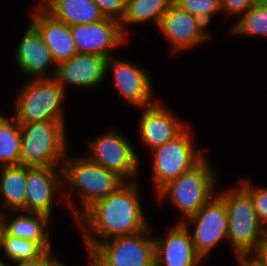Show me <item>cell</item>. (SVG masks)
Instances as JSON below:
<instances>
[{
    "mask_svg": "<svg viewBox=\"0 0 267 266\" xmlns=\"http://www.w3.org/2000/svg\"><path fill=\"white\" fill-rule=\"evenodd\" d=\"M137 183V179L125 181L114 192L95 201L76 219L88 253L100 242L134 235L149 227Z\"/></svg>",
    "mask_w": 267,
    "mask_h": 266,
    "instance_id": "1",
    "label": "cell"
},
{
    "mask_svg": "<svg viewBox=\"0 0 267 266\" xmlns=\"http://www.w3.org/2000/svg\"><path fill=\"white\" fill-rule=\"evenodd\" d=\"M218 191L228 213V242L234 257H254L267 244V229L259 221L249 194L241 187Z\"/></svg>",
    "mask_w": 267,
    "mask_h": 266,
    "instance_id": "2",
    "label": "cell"
},
{
    "mask_svg": "<svg viewBox=\"0 0 267 266\" xmlns=\"http://www.w3.org/2000/svg\"><path fill=\"white\" fill-rule=\"evenodd\" d=\"M63 184L78 192L82 209L73 205L70 193L62 195L68 208L77 219L95 201L106 197L114 192L125 181L113 171L88 159L85 155L79 157H68L66 154L62 166ZM78 209V210H77Z\"/></svg>",
    "mask_w": 267,
    "mask_h": 266,
    "instance_id": "3",
    "label": "cell"
},
{
    "mask_svg": "<svg viewBox=\"0 0 267 266\" xmlns=\"http://www.w3.org/2000/svg\"><path fill=\"white\" fill-rule=\"evenodd\" d=\"M215 173L205 155L195 166L165 185L156 194L158 201L166 198L171 201L183 215L178 222H184L216 195L219 186Z\"/></svg>",
    "mask_w": 267,
    "mask_h": 266,
    "instance_id": "4",
    "label": "cell"
},
{
    "mask_svg": "<svg viewBox=\"0 0 267 266\" xmlns=\"http://www.w3.org/2000/svg\"><path fill=\"white\" fill-rule=\"evenodd\" d=\"M19 125L21 132L20 164L63 166L69 145L65 121H41Z\"/></svg>",
    "mask_w": 267,
    "mask_h": 266,
    "instance_id": "5",
    "label": "cell"
},
{
    "mask_svg": "<svg viewBox=\"0 0 267 266\" xmlns=\"http://www.w3.org/2000/svg\"><path fill=\"white\" fill-rule=\"evenodd\" d=\"M66 91L55 78H30L15 96L14 118L19 124L65 121L62 103Z\"/></svg>",
    "mask_w": 267,
    "mask_h": 266,
    "instance_id": "6",
    "label": "cell"
},
{
    "mask_svg": "<svg viewBox=\"0 0 267 266\" xmlns=\"http://www.w3.org/2000/svg\"><path fill=\"white\" fill-rule=\"evenodd\" d=\"M187 127L179 136L152 150V180L156 194L170 181L195 166L205 155L195 149L193 132Z\"/></svg>",
    "mask_w": 267,
    "mask_h": 266,
    "instance_id": "7",
    "label": "cell"
},
{
    "mask_svg": "<svg viewBox=\"0 0 267 266\" xmlns=\"http://www.w3.org/2000/svg\"><path fill=\"white\" fill-rule=\"evenodd\" d=\"M151 226L129 236H118L98 243L89 257L95 266H148L155 260Z\"/></svg>",
    "mask_w": 267,
    "mask_h": 266,
    "instance_id": "8",
    "label": "cell"
},
{
    "mask_svg": "<svg viewBox=\"0 0 267 266\" xmlns=\"http://www.w3.org/2000/svg\"><path fill=\"white\" fill-rule=\"evenodd\" d=\"M88 141V152L85 156L113 171L124 181H135L140 169L138 155L127 136L113 127ZM131 178L128 180V178ZM134 177V178H133ZM133 178V179H132Z\"/></svg>",
    "mask_w": 267,
    "mask_h": 266,
    "instance_id": "9",
    "label": "cell"
},
{
    "mask_svg": "<svg viewBox=\"0 0 267 266\" xmlns=\"http://www.w3.org/2000/svg\"><path fill=\"white\" fill-rule=\"evenodd\" d=\"M183 223L187 227L191 224L194 228L191 233L192 241L205 261L208 260V254L219 243L224 239L228 241L227 207L217 194Z\"/></svg>",
    "mask_w": 267,
    "mask_h": 266,
    "instance_id": "10",
    "label": "cell"
},
{
    "mask_svg": "<svg viewBox=\"0 0 267 266\" xmlns=\"http://www.w3.org/2000/svg\"><path fill=\"white\" fill-rule=\"evenodd\" d=\"M158 30L169 42L172 53L191 50L211 37L206 24L174 2L164 13Z\"/></svg>",
    "mask_w": 267,
    "mask_h": 266,
    "instance_id": "11",
    "label": "cell"
},
{
    "mask_svg": "<svg viewBox=\"0 0 267 266\" xmlns=\"http://www.w3.org/2000/svg\"><path fill=\"white\" fill-rule=\"evenodd\" d=\"M112 72L114 86L129 106L147 107L154 104L152 80L145 69L133 62L111 56L106 60V75Z\"/></svg>",
    "mask_w": 267,
    "mask_h": 266,
    "instance_id": "12",
    "label": "cell"
},
{
    "mask_svg": "<svg viewBox=\"0 0 267 266\" xmlns=\"http://www.w3.org/2000/svg\"><path fill=\"white\" fill-rule=\"evenodd\" d=\"M70 30L78 53L97 54L108 59L113 56L114 48L127 42L120 21L108 17L99 22L72 25Z\"/></svg>",
    "mask_w": 267,
    "mask_h": 266,
    "instance_id": "13",
    "label": "cell"
},
{
    "mask_svg": "<svg viewBox=\"0 0 267 266\" xmlns=\"http://www.w3.org/2000/svg\"><path fill=\"white\" fill-rule=\"evenodd\" d=\"M59 170V171H58ZM62 167L26 166V212L52 218L55 198L63 182Z\"/></svg>",
    "mask_w": 267,
    "mask_h": 266,
    "instance_id": "14",
    "label": "cell"
},
{
    "mask_svg": "<svg viewBox=\"0 0 267 266\" xmlns=\"http://www.w3.org/2000/svg\"><path fill=\"white\" fill-rule=\"evenodd\" d=\"M158 100L150 106L141 107L137 129L138 137L150 151L176 138L187 128L185 122Z\"/></svg>",
    "mask_w": 267,
    "mask_h": 266,
    "instance_id": "15",
    "label": "cell"
},
{
    "mask_svg": "<svg viewBox=\"0 0 267 266\" xmlns=\"http://www.w3.org/2000/svg\"><path fill=\"white\" fill-rule=\"evenodd\" d=\"M190 228L176 222L163 237H154L157 266H198L204 258L197 252Z\"/></svg>",
    "mask_w": 267,
    "mask_h": 266,
    "instance_id": "16",
    "label": "cell"
},
{
    "mask_svg": "<svg viewBox=\"0 0 267 266\" xmlns=\"http://www.w3.org/2000/svg\"><path fill=\"white\" fill-rule=\"evenodd\" d=\"M15 62L29 79L55 78L57 64L38 31L29 23L14 51ZM50 76H45L51 66ZM45 72V73H44Z\"/></svg>",
    "mask_w": 267,
    "mask_h": 266,
    "instance_id": "17",
    "label": "cell"
},
{
    "mask_svg": "<svg viewBox=\"0 0 267 266\" xmlns=\"http://www.w3.org/2000/svg\"><path fill=\"white\" fill-rule=\"evenodd\" d=\"M107 58L91 53H77L57 65L55 79L66 90L67 85L83 89L98 87L106 78Z\"/></svg>",
    "mask_w": 267,
    "mask_h": 266,
    "instance_id": "18",
    "label": "cell"
},
{
    "mask_svg": "<svg viewBox=\"0 0 267 266\" xmlns=\"http://www.w3.org/2000/svg\"><path fill=\"white\" fill-rule=\"evenodd\" d=\"M34 10L30 14L29 23L41 35L56 64L58 65L76 55L78 52L71 35L70 26L56 19L43 6H37Z\"/></svg>",
    "mask_w": 267,
    "mask_h": 266,
    "instance_id": "19",
    "label": "cell"
},
{
    "mask_svg": "<svg viewBox=\"0 0 267 266\" xmlns=\"http://www.w3.org/2000/svg\"><path fill=\"white\" fill-rule=\"evenodd\" d=\"M16 213V215H15ZM12 217L11 221L6 218ZM4 235H11L39 243L46 251H52L50 230L47 229L51 218L41 213L25 211L2 212ZM9 216V217H8Z\"/></svg>",
    "mask_w": 267,
    "mask_h": 266,
    "instance_id": "20",
    "label": "cell"
},
{
    "mask_svg": "<svg viewBox=\"0 0 267 266\" xmlns=\"http://www.w3.org/2000/svg\"><path fill=\"white\" fill-rule=\"evenodd\" d=\"M26 165L0 167L1 211L26 212ZM3 208V209H2Z\"/></svg>",
    "mask_w": 267,
    "mask_h": 266,
    "instance_id": "21",
    "label": "cell"
},
{
    "mask_svg": "<svg viewBox=\"0 0 267 266\" xmlns=\"http://www.w3.org/2000/svg\"><path fill=\"white\" fill-rule=\"evenodd\" d=\"M43 7L69 26L90 24L106 18L93 0H49Z\"/></svg>",
    "mask_w": 267,
    "mask_h": 266,
    "instance_id": "22",
    "label": "cell"
},
{
    "mask_svg": "<svg viewBox=\"0 0 267 266\" xmlns=\"http://www.w3.org/2000/svg\"><path fill=\"white\" fill-rule=\"evenodd\" d=\"M172 3L173 0H126L125 14L120 21L123 34L127 37L129 25L135 26L149 21L154 22L158 28Z\"/></svg>",
    "mask_w": 267,
    "mask_h": 266,
    "instance_id": "23",
    "label": "cell"
},
{
    "mask_svg": "<svg viewBox=\"0 0 267 266\" xmlns=\"http://www.w3.org/2000/svg\"><path fill=\"white\" fill-rule=\"evenodd\" d=\"M21 159L20 125L0 113V167L19 165Z\"/></svg>",
    "mask_w": 267,
    "mask_h": 266,
    "instance_id": "24",
    "label": "cell"
},
{
    "mask_svg": "<svg viewBox=\"0 0 267 266\" xmlns=\"http://www.w3.org/2000/svg\"><path fill=\"white\" fill-rule=\"evenodd\" d=\"M4 258L11 263L32 261L42 257L47 251L37 242L11 235H3L1 250Z\"/></svg>",
    "mask_w": 267,
    "mask_h": 266,
    "instance_id": "25",
    "label": "cell"
},
{
    "mask_svg": "<svg viewBox=\"0 0 267 266\" xmlns=\"http://www.w3.org/2000/svg\"><path fill=\"white\" fill-rule=\"evenodd\" d=\"M232 34L267 37V4H254L231 27Z\"/></svg>",
    "mask_w": 267,
    "mask_h": 266,
    "instance_id": "26",
    "label": "cell"
},
{
    "mask_svg": "<svg viewBox=\"0 0 267 266\" xmlns=\"http://www.w3.org/2000/svg\"><path fill=\"white\" fill-rule=\"evenodd\" d=\"M184 11L194 15L209 26L212 18L221 10V0H173Z\"/></svg>",
    "mask_w": 267,
    "mask_h": 266,
    "instance_id": "27",
    "label": "cell"
},
{
    "mask_svg": "<svg viewBox=\"0 0 267 266\" xmlns=\"http://www.w3.org/2000/svg\"><path fill=\"white\" fill-rule=\"evenodd\" d=\"M239 182L251 197L259 221L267 229V186H254L250 179H241Z\"/></svg>",
    "mask_w": 267,
    "mask_h": 266,
    "instance_id": "28",
    "label": "cell"
},
{
    "mask_svg": "<svg viewBox=\"0 0 267 266\" xmlns=\"http://www.w3.org/2000/svg\"><path fill=\"white\" fill-rule=\"evenodd\" d=\"M105 17L121 21L125 14L126 0H93Z\"/></svg>",
    "mask_w": 267,
    "mask_h": 266,
    "instance_id": "29",
    "label": "cell"
},
{
    "mask_svg": "<svg viewBox=\"0 0 267 266\" xmlns=\"http://www.w3.org/2000/svg\"><path fill=\"white\" fill-rule=\"evenodd\" d=\"M255 4L254 0H221V10L228 16H242Z\"/></svg>",
    "mask_w": 267,
    "mask_h": 266,
    "instance_id": "30",
    "label": "cell"
},
{
    "mask_svg": "<svg viewBox=\"0 0 267 266\" xmlns=\"http://www.w3.org/2000/svg\"><path fill=\"white\" fill-rule=\"evenodd\" d=\"M52 252L47 251L42 257L36 260L16 263V266H61L63 261L61 262Z\"/></svg>",
    "mask_w": 267,
    "mask_h": 266,
    "instance_id": "31",
    "label": "cell"
},
{
    "mask_svg": "<svg viewBox=\"0 0 267 266\" xmlns=\"http://www.w3.org/2000/svg\"><path fill=\"white\" fill-rule=\"evenodd\" d=\"M237 263L238 266H263L255 257H241Z\"/></svg>",
    "mask_w": 267,
    "mask_h": 266,
    "instance_id": "32",
    "label": "cell"
},
{
    "mask_svg": "<svg viewBox=\"0 0 267 266\" xmlns=\"http://www.w3.org/2000/svg\"><path fill=\"white\" fill-rule=\"evenodd\" d=\"M263 266H267V244L254 256Z\"/></svg>",
    "mask_w": 267,
    "mask_h": 266,
    "instance_id": "33",
    "label": "cell"
},
{
    "mask_svg": "<svg viewBox=\"0 0 267 266\" xmlns=\"http://www.w3.org/2000/svg\"><path fill=\"white\" fill-rule=\"evenodd\" d=\"M4 235V221H3V216H0V249L2 246V239Z\"/></svg>",
    "mask_w": 267,
    "mask_h": 266,
    "instance_id": "34",
    "label": "cell"
},
{
    "mask_svg": "<svg viewBox=\"0 0 267 266\" xmlns=\"http://www.w3.org/2000/svg\"><path fill=\"white\" fill-rule=\"evenodd\" d=\"M255 4H267V0H254Z\"/></svg>",
    "mask_w": 267,
    "mask_h": 266,
    "instance_id": "35",
    "label": "cell"
},
{
    "mask_svg": "<svg viewBox=\"0 0 267 266\" xmlns=\"http://www.w3.org/2000/svg\"><path fill=\"white\" fill-rule=\"evenodd\" d=\"M49 0H42L37 6H44Z\"/></svg>",
    "mask_w": 267,
    "mask_h": 266,
    "instance_id": "36",
    "label": "cell"
},
{
    "mask_svg": "<svg viewBox=\"0 0 267 266\" xmlns=\"http://www.w3.org/2000/svg\"><path fill=\"white\" fill-rule=\"evenodd\" d=\"M0 266H9L6 262H4L3 260H1L0 258Z\"/></svg>",
    "mask_w": 267,
    "mask_h": 266,
    "instance_id": "37",
    "label": "cell"
},
{
    "mask_svg": "<svg viewBox=\"0 0 267 266\" xmlns=\"http://www.w3.org/2000/svg\"><path fill=\"white\" fill-rule=\"evenodd\" d=\"M148 266H157L156 261L154 260L151 264H149Z\"/></svg>",
    "mask_w": 267,
    "mask_h": 266,
    "instance_id": "38",
    "label": "cell"
},
{
    "mask_svg": "<svg viewBox=\"0 0 267 266\" xmlns=\"http://www.w3.org/2000/svg\"><path fill=\"white\" fill-rule=\"evenodd\" d=\"M90 262H91V266H95L91 259H90ZM61 266H67V265L66 263L65 264L63 263Z\"/></svg>",
    "mask_w": 267,
    "mask_h": 266,
    "instance_id": "39",
    "label": "cell"
}]
</instances>
